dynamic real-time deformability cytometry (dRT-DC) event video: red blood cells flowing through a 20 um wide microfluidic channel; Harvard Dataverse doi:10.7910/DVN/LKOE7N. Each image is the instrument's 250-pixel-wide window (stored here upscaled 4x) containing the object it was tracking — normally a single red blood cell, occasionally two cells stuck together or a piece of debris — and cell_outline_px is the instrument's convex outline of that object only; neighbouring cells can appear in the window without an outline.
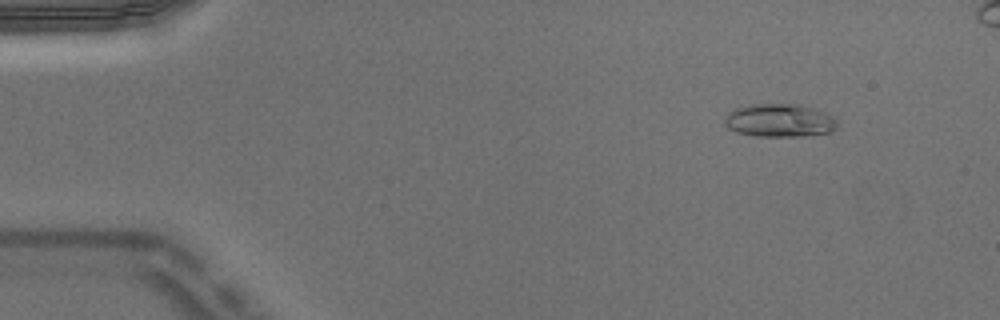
{"species": "Egyptian fruit bat (a non-hibernating species)", "species_latin": "Rousettus aegyptiacus", "temperature_condition": "warm", "stored_images_in_passage": 5, "camera_frame_rate_fps": 3000, "um_per_image_px": 0.085, "animal": {"sex": "male"}, "frame": {"image": 1, "passage_image": 2, "time_ms": 0.333, "image_size_px": [1000, 320], "cell_outline_px": [[836, 128], [832, 132], [804, 136], [756, 136], [736, 132], [728, 128], [724, 124], [724, 120], [728, 112], [736, 108], [752, 104], [800, 104], [824, 112], [832, 116], [836, 120]], "centroid_in_image_um": [66.25, 10.24], "position_along_channel_um": 18.8, "area_um2": 21.79}}